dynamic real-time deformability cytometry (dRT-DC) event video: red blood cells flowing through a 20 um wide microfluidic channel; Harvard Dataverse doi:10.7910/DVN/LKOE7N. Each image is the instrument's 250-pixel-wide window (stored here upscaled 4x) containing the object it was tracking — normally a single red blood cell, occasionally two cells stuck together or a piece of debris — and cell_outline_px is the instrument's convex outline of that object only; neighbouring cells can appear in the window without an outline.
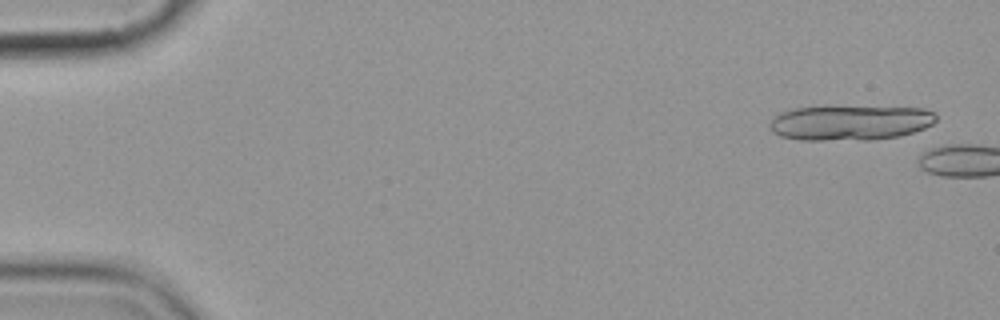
{"species": "common noctule bat (a hibernating species)", "species_latin": "Nyctalus noctula", "temperature_condition": "cold", "stored_images_in_passage": 2, "camera_frame_rate_fps": 3000, "um_per_image_px": 0.085, "animal": {"sex": "female", "body_mass_g": 19.9}, "frame": {"image": 1, "passage_image": 1, "time_ms": 0.0, "image_size_px": [1000, 320], "cell_outline_px": [[936, 120], [932, 124], [924, 128], [900, 136], [868, 140], [800, 140], [780, 136], [772, 132], [768, 124], [772, 116], [780, 112], [792, 108], [824, 104], [828, 104], [924, 108], [936, 112]], "centroid_in_image_um": [72.2, 10.38], "position_along_channel_um": 12.8, "area_um2": 35.6}}